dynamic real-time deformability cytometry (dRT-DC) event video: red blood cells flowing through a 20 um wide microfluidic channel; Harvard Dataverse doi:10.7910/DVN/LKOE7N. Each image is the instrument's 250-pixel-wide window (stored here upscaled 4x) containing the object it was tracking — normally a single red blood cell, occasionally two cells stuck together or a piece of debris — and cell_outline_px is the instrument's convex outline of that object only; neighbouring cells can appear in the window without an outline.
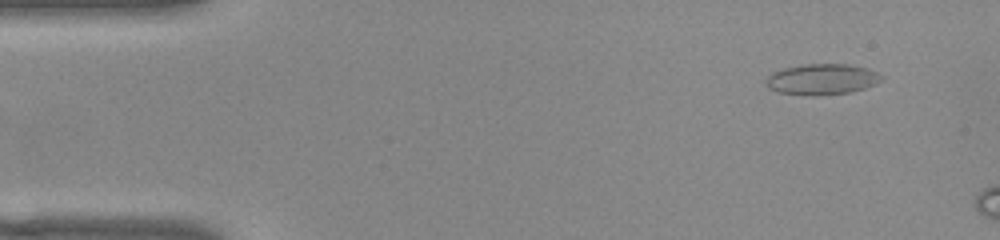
{"species": "common noctule bat (a hibernating species)", "species_latin": "Nyctalus noctula", "temperature_condition": "warm", "stored_images_in_passage": 11, "camera_frame_rate_fps": 3000, "um_per_image_px": 0.085, "animal": {"sex": "female", "body_mass_g": 22.0, "forearm_length_mm": 56.7}, "frame": {"image": 1, "passage_image": 2, "time_ms": 0.333, "image_size_px": [1000, 240], "cell_outline_px": [[884, 80], [864, 88], [848, 92], [816, 96], [780, 92], [768, 88], [764, 84], [764, 80], [772, 72], [784, 68], [804, 64], [844, 64], [868, 68], [880, 72], [884, 76]], "centroid_in_image_um": [69.88, 6.73], "position_along_channel_um": 15.1, "area_um2": 20.87}}